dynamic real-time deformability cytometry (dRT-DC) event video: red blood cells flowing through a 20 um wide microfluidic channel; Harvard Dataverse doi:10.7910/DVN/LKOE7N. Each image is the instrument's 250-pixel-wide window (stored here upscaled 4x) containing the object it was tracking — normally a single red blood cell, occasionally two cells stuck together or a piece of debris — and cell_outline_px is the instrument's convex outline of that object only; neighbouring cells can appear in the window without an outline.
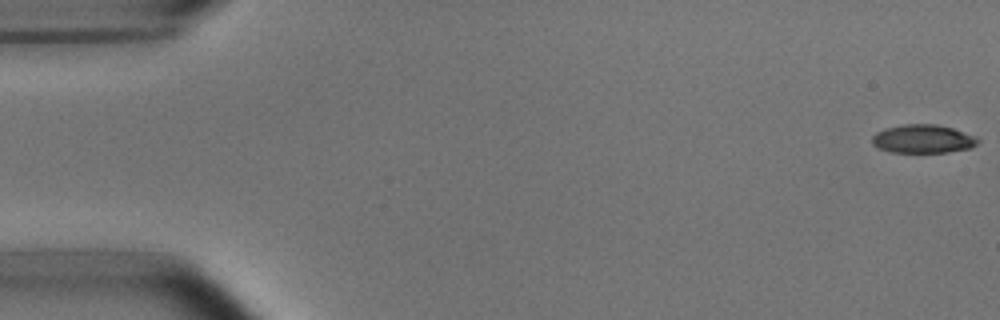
{"species": "common noctule bat (a hibernating species)", "species_latin": "Nyctalus noctula", "temperature_condition": "room temperature", "stored_images_in_passage": 53, "camera_frame_rate_fps": 3000, "um_per_image_px": 0.085, "animal": {"sex": "male", "body_mass_g": 15.6}, "frame": {"image": 1, "passage_image": 1, "time_ms": 0.0, "image_size_px": [1000, 320], "cell_outline_px": [[980, 140], [972, 148], [948, 152], [892, 152], [880, 148], [872, 144], [872, 136], [876, 132], [884, 128], [904, 124], [936, 124], [952, 128], [976, 136]], "centroid_in_image_um": [78.46, 11.8], "position_along_channel_um": 6.5, "area_um2": 17.57}}
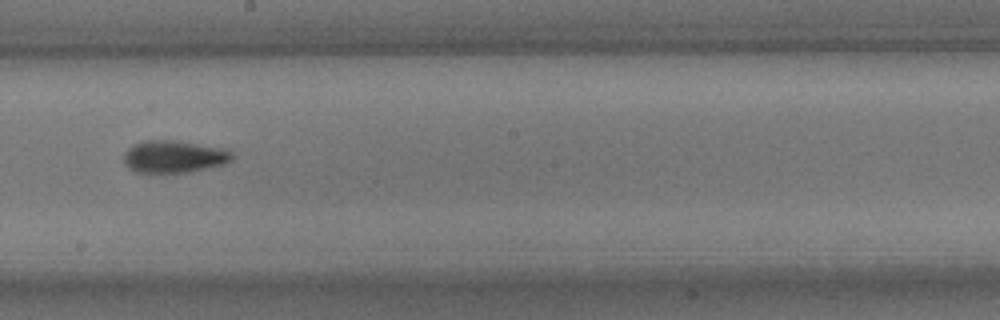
{"frame": {"image": 2, "passage_image": 30, "time_ms": 9.667, "image_size_px": [1000, 320], "cell_outline_px": [[232, 160], [224, 164], [188, 172], [136, 172], [128, 168], [124, 164], [124, 152], [132, 144], [144, 140], [176, 140], [224, 148], [232, 152]], "centroid_in_image_um": [14.76, 13.3], "position_along_channel_um": 233.4, "area_um2": 20.46}}
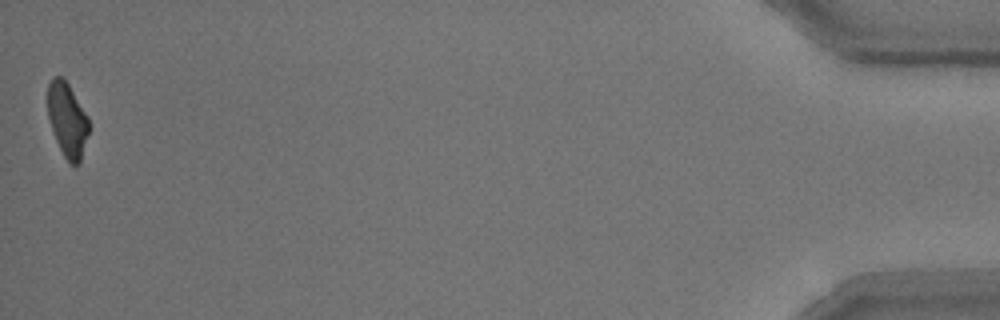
{"frame": {"image": 3, "passage_image": 53, "time_ms": 17.333, "image_size_px": [1000, 320], "cell_outline_px": [[92, 128], [80, 164], [72, 164], [64, 156], [56, 140], [48, 116], [48, 84], [52, 76], [60, 76], [68, 84], [88, 116]], "centroid_in_image_um": [5.77, 10.21], "position_along_channel_um": 429.4, "area_um2": 18.03}, "authors_computed_cell_mechanics": {"area_um2": 19.1896, "velocity_mm_per_s": 3.7721, "shape_relaxation_time_tau1_ms": 3.9116, "shape_relaxation_time_tau2_ms": 1.9144, "deformation_change_tau1": 0.1507, "deformation_change_tau2": 0.0793}}